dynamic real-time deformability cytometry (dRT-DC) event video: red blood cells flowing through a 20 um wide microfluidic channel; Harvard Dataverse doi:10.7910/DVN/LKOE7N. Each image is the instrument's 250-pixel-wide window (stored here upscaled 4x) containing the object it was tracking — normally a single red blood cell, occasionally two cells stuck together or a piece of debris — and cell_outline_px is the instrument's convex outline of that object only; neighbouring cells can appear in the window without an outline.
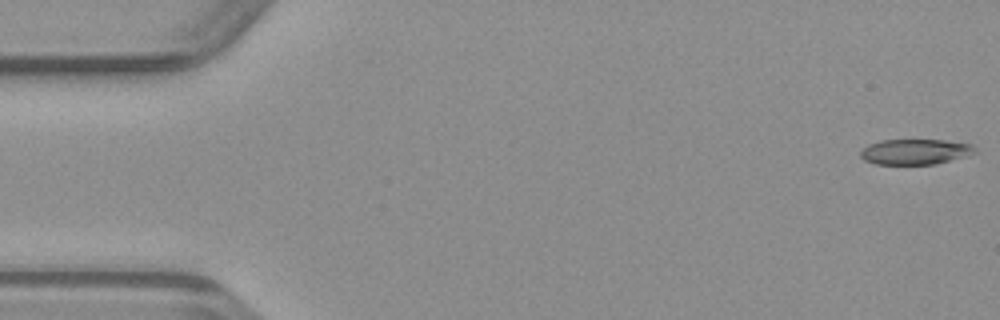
{"species": "common noctule bat (a hibernating species)", "species_latin": "Nyctalus noctula", "temperature_condition": "warm", "stored_images_in_passage": 49, "camera_frame_rate_fps": 3000, "um_per_image_px": 0.085, "animal": {"sex": "male", "body_mass_g": 23.1, "forearm_length_mm": 52.7}, "frame": {"image": 1, "passage_image": 1, "time_ms": 0.0, "image_size_px": [1000, 320], "cell_outline_px": [[976, 152], [968, 156], [936, 164], [876, 164], [864, 160], [860, 156], [860, 152], [868, 144], [880, 140], [944, 140], [972, 144], [976, 148]], "centroid_in_image_um": [77.81, 12.9], "position_along_channel_um": 7.2, "area_um2": 17.05}}
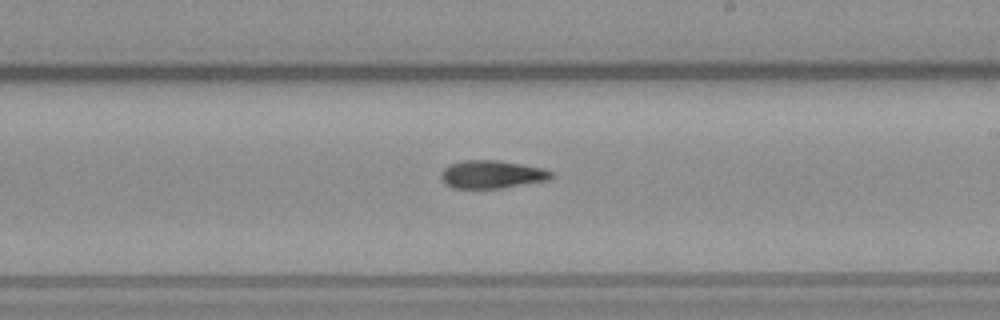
{"frame": {"image": 2, "passage_image": 28, "time_ms": 9.0, "image_size_px": [1000, 320], "cell_outline_px": [[556, 176], [548, 180], [500, 188], [452, 188], [444, 184], [440, 176], [440, 172], [448, 164], [464, 160], [496, 160], [544, 168], [552, 172]], "centroid_in_image_um": [41.78, 14.82], "position_along_channel_um": 247.2, "area_um2": 18.09}}
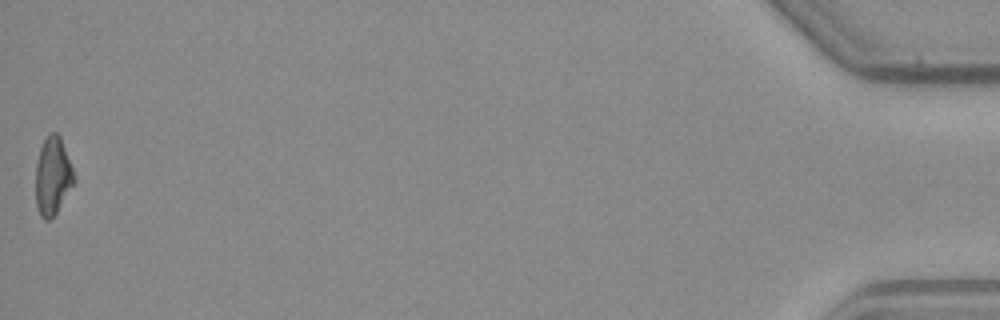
{"frame": {"image": 3, "passage_image": 49, "time_ms": 16.0, "image_size_px": [1000, 320], "cell_outline_px": [[76, 180], [56, 212], [48, 220], [44, 220], [40, 216], [36, 204], [36, 164], [40, 148], [48, 132], [56, 132], [60, 136], [76, 176]], "centroid_in_image_um": [4.48, 14.94], "position_along_channel_um": 430.7, "area_um2": 17.4}}